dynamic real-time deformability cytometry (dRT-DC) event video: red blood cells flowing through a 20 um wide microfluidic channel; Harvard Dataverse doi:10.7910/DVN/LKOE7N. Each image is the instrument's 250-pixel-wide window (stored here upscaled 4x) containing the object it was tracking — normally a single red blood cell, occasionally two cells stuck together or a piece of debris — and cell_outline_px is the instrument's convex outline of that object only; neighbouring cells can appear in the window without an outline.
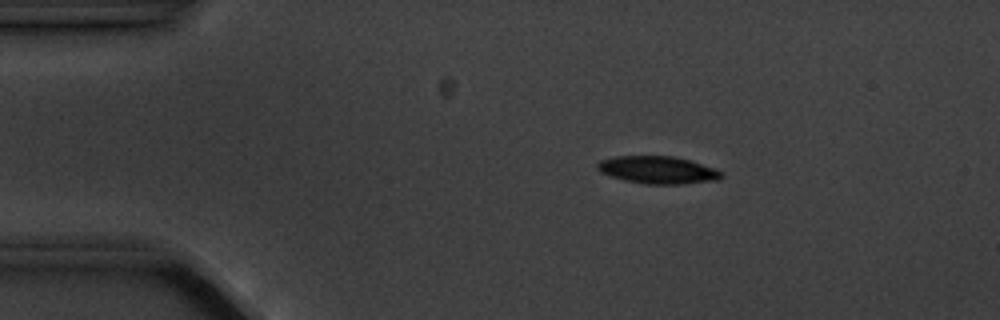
{"species": "common noctule bat (a hibernating species)", "species_latin": "Nyctalus noctula", "temperature_condition": "cold", "stored_images_in_passage": 10, "camera_frame_rate_fps": 3000, "um_per_image_px": 0.085, "animal": {"sex": "male", "body_mass_g": 20.1, "forearm_length_mm": 53.5}, "frame": {"image": 1, "passage_image": 2, "time_ms": 1.0, "image_size_px": [1000, 320], "cell_outline_px": [[724, 176], [720, 180], [684, 184], [644, 184], [624, 180], [600, 172], [596, 168], [596, 164], [600, 160], [616, 156], [672, 156], [688, 160], [716, 168], [724, 172]], "centroid_in_image_um": [55.95, 14.45], "position_along_channel_um": 29.0, "area_um2": 20.06}}
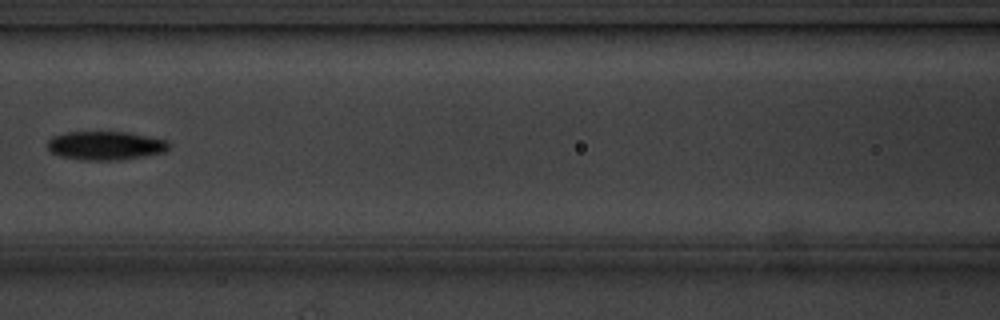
{"frame": {"image": 2, "passage_image": 6, "time_ms": 6.0, "image_size_px": [1000, 320], "cell_outline_px": [[168, 148], [164, 152], [144, 156], [120, 160], [84, 160], [60, 156], [52, 152], [48, 148], [48, 140], [52, 136], [64, 132], [128, 132], [168, 140]], "centroid_in_image_um": [8.96, 12.37], "position_along_channel_um": 157.6, "area_um2": 20.29}}